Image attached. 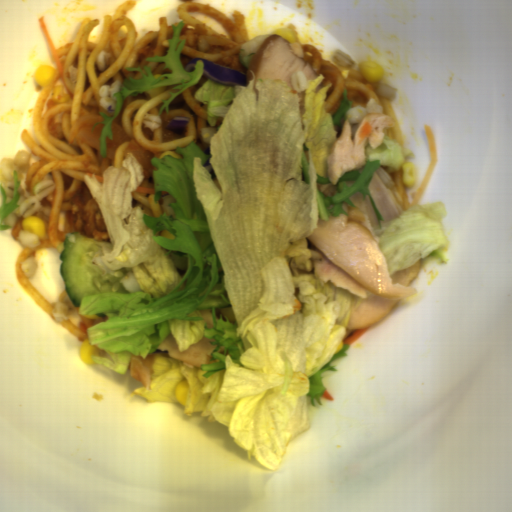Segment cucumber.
Instances as JSON below:
<instances>
[{
	"label": "cucumber",
	"mask_w": 512,
	"mask_h": 512,
	"mask_svg": "<svg viewBox=\"0 0 512 512\" xmlns=\"http://www.w3.org/2000/svg\"><path fill=\"white\" fill-rule=\"evenodd\" d=\"M256 52H252L251 54H246L245 50L244 49H239V52H238V60L240 62V64L242 66H244L247 70H248V66H249V61L251 59V57L255 54Z\"/></svg>",
	"instance_id": "586b57bf"
},
{
	"label": "cucumber",
	"mask_w": 512,
	"mask_h": 512,
	"mask_svg": "<svg viewBox=\"0 0 512 512\" xmlns=\"http://www.w3.org/2000/svg\"><path fill=\"white\" fill-rule=\"evenodd\" d=\"M63 245L58 256L62 261L59 273L64 281V291L74 306L79 308L81 300L89 294L129 293L119 282L127 274V268L108 272L93 260L101 251L93 238H85L79 231L71 232L65 235Z\"/></svg>",
	"instance_id": "8b760119"
}]
</instances>
